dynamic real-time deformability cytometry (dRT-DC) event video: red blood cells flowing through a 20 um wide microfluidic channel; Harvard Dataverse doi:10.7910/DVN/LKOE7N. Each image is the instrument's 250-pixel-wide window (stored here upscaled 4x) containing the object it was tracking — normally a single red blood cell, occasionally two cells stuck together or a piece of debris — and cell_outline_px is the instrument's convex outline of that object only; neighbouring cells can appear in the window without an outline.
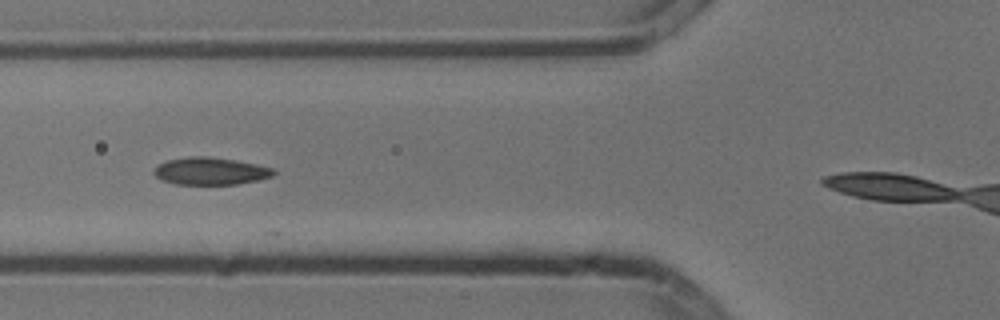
{"species": "common noctule bat (a hibernating species)", "species_latin": "Nyctalus noctula", "temperature_condition": "cold", "stored_images_in_passage": 6, "camera_frame_rate_fps": 3000, "um_per_image_px": 0.085, "animal": {"sex": "male", "body_mass_g": 13.3}, "frame": {"image": 1, "passage_image": 3, "time_ms": 0.667, "image_size_px": [1000, 320], "cell_outline_px": [[276, 172], [272, 176], [260, 180], [236, 184], [176, 184], [160, 180], [152, 172], [160, 164], [168, 160], [188, 156], [208, 156], [256, 164], [272, 168]], "centroid_in_image_um": [17.88, 14.55], "position_along_channel_um": 107.9, "area_um2": 18.96}}
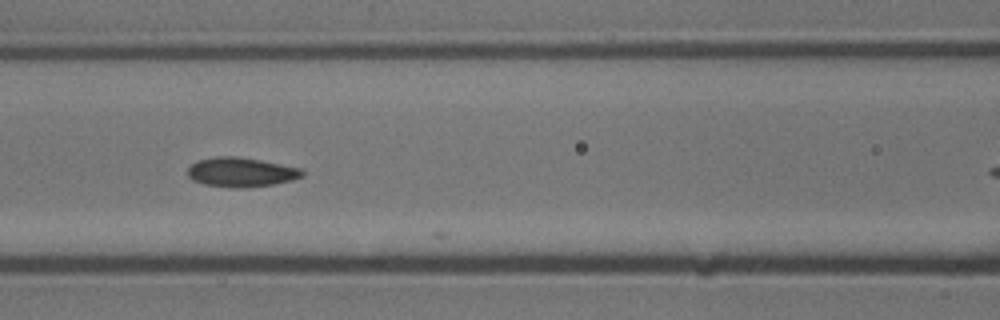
{"frame": {"image": 2, "passage_image": 4, "time_ms": 1.0, "image_size_px": [1000, 320], "cell_outline_px": [[304, 176], [292, 180], [272, 184], [244, 188], [232, 188], [204, 184], [192, 180], [188, 176], [188, 168], [196, 160], [216, 156], [236, 156], [260, 160], [304, 168]], "centroid_in_image_um": [20.5, 14.63], "position_along_channel_um": 146.1, "area_um2": 19.83}}